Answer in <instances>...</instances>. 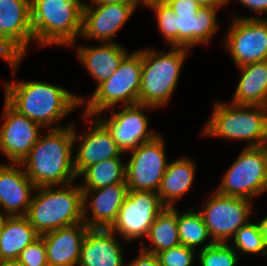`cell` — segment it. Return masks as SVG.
<instances>
[{
    "mask_svg": "<svg viewBox=\"0 0 267 266\" xmlns=\"http://www.w3.org/2000/svg\"><path fill=\"white\" fill-rule=\"evenodd\" d=\"M4 90V100L14 110L48 129L64 127L59 121L86 102L63 87L42 81L8 82Z\"/></svg>",
    "mask_w": 267,
    "mask_h": 266,
    "instance_id": "obj_1",
    "label": "cell"
},
{
    "mask_svg": "<svg viewBox=\"0 0 267 266\" xmlns=\"http://www.w3.org/2000/svg\"><path fill=\"white\" fill-rule=\"evenodd\" d=\"M73 124L48 129L20 163L35 187L63 186L77 179L74 169Z\"/></svg>",
    "mask_w": 267,
    "mask_h": 266,
    "instance_id": "obj_2",
    "label": "cell"
},
{
    "mask_svg": "<svg viewBox=\"0 0 267 266\" xmlns=\"http://www.w3.org/2000/svg\"><path fill=\"white\" fill-rule=\"evenodd\" d=\"M36 187L26 217L44 234L83 222V195L80 185Z\"/></svg>",
    "mask_w": 267,
    "mask_h": 266,
    "instance_id": "obj_3",
    "label": "cell"
},
{
    "mask_svg": "<svg viewBox=\"0 0 267 266\" xmlns=\"http://www.w3.org/2000/svg\"><path fill=\"white\" fill-rule=\"evenodd\" d=\"M203 136L248 141L246 147L267 145V106L216 102Z\"/></svg>",
    "mask_w": 267,
    "mask_h": 266,
    "instance_id": "obj_4",
    "label": "cell"
},
{
    "mask_svg": "<svg viewBox=\"0 0 267 266\" xmlns=\"http://www.w3.org/2000/svg\"><path fill=\"white\" fill-rule=\"evenodd\" d=\"M82 0H43L31 11L34 42L42 46L73 47L81 38Z\"/></svg>",
    "mask_w": 267,
    "mask_h": 266,
    "instance_id": "obj_5",
    "label": "cell"
},
{
    "mask_svg": "<svg viewBox=\"0 0 267 266\" xmlns=\"http://www.w3.org/2000/svg\"><path fill=\"white\" fill-rule=\"evenodd\" d=\"M188 50L184 47H171L166 53H158L156 49H142L139 104L155 108L166 106L178 85Z\"/></svg>",
    "mask_w": 267,
    "mask_h": 266,
    "instance_id": "obj_6",
    "label": "cell"
},
{
    "mask_svg": "<svg viewBox=\"0 0 267 266\" xmlns=\"http://www.w3.org/2000/svg\"><path fill=\"white\" fill-rule=\"evenodd\" d=\"M142 74V50L128 53L116 72L99 84L87 101L83 117L94 119L104 111L122 105L139 103L140 81Z\"/></svg>",
    "mask_w": 267,
    "mask_h": 266,
    "instance_id": "obj_7",
    "label": "cell"
},
{
    "mask_svg": "<svg viewBox=\"0 0 267 266\" xmlns=\"http://www.w3.org/2000/svg\"><path fill=\"white\" fill-rule=\"evenodd\" d=\"M219 194L253 199L267 191V145L244 147L231 167L227 169Z\"/></svg>",
    "mask_w": 267,
    "mask_h": 266,
    "instance_id": "obj_8",
    "label": "cell"
},
{
    "mask_svg": "<svg viewBox=\"0 0 267 266\" xmlns=\"http://www.w3.org/2000/svg\"><path fill=\"white\" fill-rule=\"evenodd\" d=\"M251 200L219 194L215 191L199 210L214 242L228 243L250 220Z\"/></svg>",
    "mask_w": 267,
    "mask_h": 266,
    "instance_id": "obj_9",
    "label": "cell"
},
{
    "mask_svg": "<svg viewBox=\"0 0 267 266\" xmlns=\"http://www.w3.org/2000/svg\"><path fill=\"white\" fill-rule=\"evenodd\" d=\"M165 208L157 192L128 190L110 230L124 242L147 237L150 226Z\"/></svg>",
    "mask_w": 267,
    "mask_h": 266,
    "instance_id": "obj_10",
    "label": "cell"
},
{
    "mask_svg": "<svg viewBox=\"0 0 267 266\" xmlns=\"http://www.w3.org/2000/svg\"><path fill=\"white\" fill-rule=\"evenodd\" d=\"M237 67L267 60V18L235 16L224 38Z\"/></svg>",
    "mask_w": 267,
    "mask_h": 266,
    "instance_id": "obj_11",
    "label": "cell"
},
{
    "mask_svg": "<svg viewBox=\"0 0 267 266\" xmlns=\"http://www.w3.org/2000/svg\"><path fill=\"white\" fill-rule=\"evenodd\" d=\"M163 136L158 134L153 140L142 143L130 151L126 162L128 190L157 192L167 168V155Z\"/></svg>",
    "mask_w": 267,
    "mask_h": 266,
    "instance_id": "obj_12",
    "label": "cell"
},
{
    "mask_svg": "<svg viewBox=\"0 0 267 266\" xmlns=\"http://www.w3.org/2000/svg\"><path fill=\"white\" fill-rule=\"evenodd\" d=\"M155 107L143 104L125 105L121 111L114 113L110 118H97L110 132L112 138L122 152H130L142 143L153 140L158 134L148 130L149 118L144 113Z\"/></svg>",
    "mask_w": 267,
    "mask_h": 266,
    "instance_id": "obj_13",
    "label": "cell"
},
{
    "mask_svg": "<svg viewBox=\"0 0 267 266\" xmlns=\"http://www.w3.org/2000/svg\"><path fill=\"white\" fill-rule=\"evenodd\" d=\"M0 151L9 163H21L40 137V124L18 113L4 100Z\"/></svg>",
    "mask_w": 267,
    "mask_h": 266,
    "instance_id": "obj_14",
    "label": "cell"
},
{
    "mask_svg": "<svg viewBox=\"0 0 267 266\" xmlns=\"http://www.w3.org/2000/svg\"><path fill=\"white\" fill-rule=\"evenodd\" d=\"M139 3L83 5L81 37L112 43L114 35L132 16Z\"/></svg>",
    "mask_w": 267,
    "mask_h": 266,
    "instance_id": "obj_15",
    "label": "cell"
},
{
    "mask_svg": "<svg viewBox=\"0 0 267 266\" xmlns=\"http://www.w3.org/2000/svg\"><path fill=\"white\" fill-rule=\"evenodd\" d=\"M93 121V125L81 135L77 134L73 126L74 145L77 140L80 141L74 152V169L77 177L89 166L123 154L107 128L97 118Z\"/></svg>",
    "mask_w": 267,
    "mask_h": 266,
    "instance_id": "obj_16",
    "label": "cell"
},
{
    "mask_svg": "<svg viewBox=\"0 0 267 266\" xmlns=\"http://www.w3.org/2000/svg\"><path fill=\"white\" fill-rule=\"evenodd\" d=\"M127 192V183L114 184L99 189L82 190L83 222L90 229H110L118 217L119 209ZM90 195H93L91 201L88 198ZM88 212H90V218L87 215Z\"/></svg>",
    "mask_w": 267,
    "mask_h": 266,
    "instance_id": "obj_17",
    "label": "cell"
},
{
    "mask_svg": "<svg viewBox=\"0 0 267 266\" xmlns=\"http://www.w3.org/2000/svg\"><path fill=\"white\" fill-rule=\"evenodd\" d=\"M34 183L20 163L0 164V206L9 216H26Z\"/></svg>",
    "mask_w": 267,
    "mask_h": 266,
    "instance_id": "obj_18",
    "label": "cell"
},
{
    "mask_svg": "<svg viewBox=\"0 0 267 266\" xmlns=\"http://www.w3.org/2000/svg\"><path fill=\"white\" fill-rule=\"evenodd\" d=\"M89 229L82 222L42 234L47 263L56 266H77L84 237Z\"/></svg>",
    "mask_w": 267,
    "mask_h": 266,
    "instance_id": "obj_19",
    "label": "cell"
},
{
    "mask_svg": "<svg viewBox=\"0 0 267 266\" xmlns=\"http://www.w3.org/2000/svg\"><path fill=\"white\" fill-rule=\"evenodd\" d=\"M122 245L110 229H89L77 266H125Z\"/></svg>",
    "mask_w": 267,
    "mask_h": 266,
    "instance_id": "obj_20",
    "label": "cell"
},
{
    "mask_svg": "<svg viewBox=\"0 0 267 266\" xmlns=\"http://www.w3.org/2000/svg\"><path fill=\"white\" fill-rule=\"evenodd\" d=\"M101 44L98 46L81 45L77 48L78 59L96 81V87L116 72L128 54V51L117 42H102Z\"/></svg>",
    "mask_w": 267,
    "mask_h": 266,
    "instance_id": "obj_21",
    "label": "cell"
},
{
    "mask_svg": "<svg viewBox=\"0 0 267 266\" xmlns=\"http://www.w3.org/2000/svg\"><path fill=\"white\" fill-rule=\"evenodd\" d=\"M3 33L25 54L34 41L28 0H0Z\"/></svg>",
    "mask_w": 267,
    "mask_h": 266,
    "instance_id": "obj_22",
    "label": "cell"
},
{
    "mask_svg": "<svg viewBox=\"0 0 267 266\" xmlns=\"http://www.w3.org/2000/svg\"><path fill=\"white\" fill-rule=\"evenodd\" d=\"M219 8L201 7L196 16L177 15V47L191 49L199 44H208L219 29Z\"/></svg>",
    "mask_w": 267,
    "mask_h": 266,
    "instance_id": "obj_23",
    "label": "cell"
},
{
    "mask_svg": "<svg viewBox=\"0 0 267 266\" xmlns=\"http://www.w3.org/2000/svg\"><path fill=\"white\" fill-rule=\"evenodd\" d=\"M238 68L241 77L231 103L267 106V60Z\"/></svg>",
    "mask_w": 267,
    "mask_h": 266,
    "instance_id": "obj_24",
    "label": "cell"
},
{
    "mask_svg": "<svg viewBox=\"0 0 267 266\" xmlns=\"http://www.w3.org/2000/svg\"><path fill=\"white\" fill-rule=\"evenodd\" d=\"M196 165L188 158L169 162L157 191L166 207H175L176 201L190 190L194 181Z\"/></svg>",
    "mask_w": 267,
    "mask_h": 266,
    "instance_id": "obj_25",
    "label": "cell"
},
{
    "mask_svg": "<svg viewBox=\"0 0 267 266\" xmlns=\"http://www.w3.org/2000/svg\"><path fill=\"white\" fill-rule=\"evenodd\" d=\"M39 237L26 216H9L1 234L0 260L18 259L20 253Z\"/></svg>",
    "mask_w": 267,
    "mask_h": 266,
    "instance_id": "obj_26",
    "label": "cell"
},
{
    "mask_svg": "<svg viewBox=\"0 0 267 266\" xmlns=\"http://www.w3.org/2000/svg\"><path fill=\"white\" fill-rule=\"evenodd\" d=\"M151 242V248H146L141 241L140 248L143 251L157 255L163 250L170 249L181 244L177 229V207H166L150 226L146 237Z\"/></svg>",
    "mask_w": 267,
    "mask_h": 266,
    "instance_id": "obj_27",
    "label": "cell"
},
{
    "mask_svg": "<svg viewBox=\"0 0 267 266\" xmlns=\"http://www.w3.org/2000/svg\"><path fill=\"white\" fill-rule=\"evenodd\" d=\"M84 178L81 190H92L114 184L126 183V163L122 161V154L117 158L93 164L86 168L80 175Z\"/></svg>",
    "mask_w": 267,
    "mask_h": 266,
    "instance_id": "obj_28",
    "label": "cell"
},
{
    "mask_svg": "<svg viewBox=\"0 0 267 266\" xmlns=\"http://www.w3.org/2000/svg\"><path fill=\"white\" fill-rule=\"evenodd\" d=\"M197 211L193 208L180 214L177 210V229L180 242L192 249H196L208 239L213 241L201 213Z\"/></svg>",
    "mask_w": 267,
    "mask_h": 266,
    "instance_id": "obj_29",
    "label": "cell"
},
{
    "mask_svg": "<svg viewBox=\"0 0 267 266\" xmlns=\"http://www.w3.org/2000/svg\"><path fill=\"white\" fill-rule=\"evenodd\" d=\"M238 254L228 243L209 240L197 253V259L200 266H236Z\"/></svg>",
    "mask_w": 267,
    "mask_h": 266,
    "instance_id": "obj_30",
    "label": "cell"
},
{
    "mask_svg": "<svg viewBox=\"0 0 267 266\" xmlns=\"http://www.w3.org/2000/svg\"><path fill=\"white\" fill-rule=\"evenodd\" d=\"M233 243V249L236 252L238 250L244 254H261L262 256L267 254L258 223L249 221L242 226L233 237Z\"/></svg>",
    "mask_w": 267,
    "mask_h": 266,
    "instance_id": "obj_31",
    "label": "cell"
},
{
    "mask_svg": "<svg viewBox=\"0 0 267 266\" xmlns=\"http://www.w3.org/2000/svg\"><path fill=\"white\" fill-rule=\"evenodd\" d=\"M145 7L155 11L159 31L168 45L177 47V15L164 0L151 1Z\"/></svg>",
    "mask_w": 267,
    "mask_h": 266,
    "instance_id": "obj_32",
    "label": "cell"
},
{
    "mask_svg": "<svg viewBox=\"0 0 267 266\" xmlns=\"http://www.w3.org/2000/svg\"><path fill=\"white\" fill-rule=\"evenodd\" d=\"M196 250L179 244L157 254L161 266H191Z\"/></svg>",
    "mask_w": 267,
    "mask_h": 266,
    "instance_id": "obj_33",
    "label": "cell"
},
{
    "mask_svg": "<svg viewBox=\"0 0 267 266\" xmlns=\"http://www.w3.org/2000/svg\"><path fill=\"white\" fill-rule=\"evenodd\" d=\"M23 266H47V254L43 237L40 235L29 244L17 259Z\"/></svg>",
    "mask_w": 267,
    "mask_h": 266,
    "instance_id": "obj_34",
    "label": "cell"
},
{
    "mask_svg": "<svg viewBox=\"0 0 267 266\" xmlns=\"http://www.w3.org/2000/svg\"><path fill=\"white\" fill-rule=\"evenodd\" d=\"M25 54L3 33L0 26V58L13 70L14 76Z\"/></svg>",
    "mask_w": 267,
    "mask_h": 266,
    "instance_id": "obj_35",
    "label": "cell"
},
{
    "mask_svg": "<svg viewBox=\"0 0 267 266\" xmlns=\"http://www.w3.org/2000/svg\"><path fill=\"white\" fill-rule=\"evenodd\" d=\"M172 9L174 14L196 16L201 8L196 2L190 0H164Z\"/></svg>",
    "mask_w": 267,
    "mask_h": 266,
    "instance_id": "obj_36",
    "label": "cell"
},
{
    "mask_svg": "<svg viewBox=\"0 0 267 266\" xmlns=\"http://www.w3.org/2000/svg\"><path fill=\"white\" fill-rule=\"evenodd\" d=\"M127 266H161L157 255L143 251L140 248V254Z\"/></svg>",
    "mask_w": 267,
    "mask_h": 266,
    "instance_id": "obj_37",
    "label": "cell"
},
{
    "mask_svg": "<svg viewBox=\"0 0 267 266\" xmlns=\"http://www.w3.org/2000/svg\"><path fill=\"white\" fill-rule=\"evenodd\" d=\"M230 0H224V4L229 3ZM244 7L249 8L252 12L256 14L267 13V0H237Z\"/></svg>",
    "mask_w": 267,
    "mask_h": 266,
    "instance_id": "obj_38",
    "label": "cell"
},
{
    "mask_svg": "<svg viewBox=\"0 0 267 266\" xmlns=\"http://www.w3.org/2000/svg\"><path fill=\"white\" fill-rule=\"evenodd\" d=\"M196 2L200 7H222L224 0H190Z\"/></svg>",
    "mask_w": 267,
    "mask_h": 266,
    "instance_id": "obj_39",
    "label": "cell"
},
{
    "mask_svg": "<svg viewBox=\"0 0 267 266\" xmlns=\"http://www.w3.org/2000/svg\"><path fill=\"white\" fill-rule=\"evenodd\" d=\"M258 226L263 239L265 251L267 252V216L259 221Z\"/></svg>",
    "mask_w": 267,
    "mask_h": 266,
    "instance_id": "obj_40",
    "label": "cell"
},
{
    "mask_svg": "<svg viewBox=\"0 0 267 266\" xmlns=\"http://www.w3.org/2000/svg\"><path fill=\"white\" fill-rule=\"evenodd\" d=\"M91 4L140 3L139 0H92Z\"/></svg>",
    "mask_w": 267,
    "mask_h": 266,
    "instance_id": "obj_41",
    "label": "cell"
},
{
    "mask_svg": "<svg viewBox=\"0 0 267 266\" xmlns=\"http://www.w3.org/2000/svg\"><path fill=\"white\" fill-rule=\"evenodd\" d=\"M0 266H23L17 259L0 260Z\"/></svg>",
    "mask_w": 267,
    "mask_h": 266,
    "instance_id": "obj_42",
    "label": "cell"
},
{
    "mask_svg": "<svg viewBox=\"0 0 267 266\" xmlns=\"http://www.w3.org/2000/svg\"><path fill=\"white\" fill-rule=\"evenodd\" d=\"M3 211L0 210V232H2L4 224L8 219L9 215L6 213H2Z\"/></svg>",
    "mask_w": 267,
    "mask_h": 266,
    "instance_id": "obj_43",
    "label": "cell"
},
{
    "mask_svg": "<svg viewBox=\"0 0 267 266\" xmlns=\"http://www.w3.org/2000/svg\"><path fill=\"white\" fill-rule=\"evenodd\" d=\"M30 11H32L39 3H43V0H28Z\"/></svg>",
    "mask_w": 267,
    "mask_h": 266,
    "instance_id": "obj_44",
    "label": "cell"
},
{
    "mask_svg": "<svg viewBox=\"0 0 267 266\" xmlns=\"http://www.w3.org/2000/svg\"><path fill=\"white\" fill-rule=\"evenodd\" d=\"M140 3H143L144 5H146L147 3L151 2V1H155V0H139Z\"/></svg>",
    "mask_w": 267,
    "mask_h": 266,
    "instance_id": "obj_45",
    "label": "cell"
}]
</instances>
